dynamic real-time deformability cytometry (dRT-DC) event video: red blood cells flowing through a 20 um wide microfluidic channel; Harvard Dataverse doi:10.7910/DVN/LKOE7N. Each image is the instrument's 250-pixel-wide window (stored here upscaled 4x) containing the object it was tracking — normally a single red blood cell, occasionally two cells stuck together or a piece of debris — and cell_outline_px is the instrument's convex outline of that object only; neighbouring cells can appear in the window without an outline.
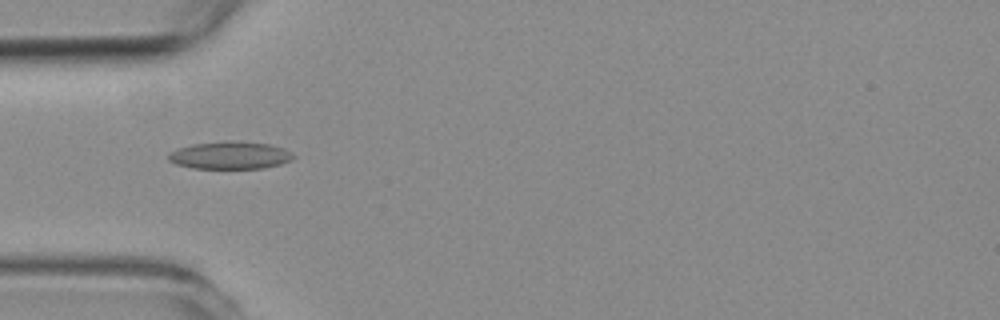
{"species": "common noctule bat (a hibernating species)", "species_latin": "Nyctalus noctula", "temperature_condition": "room temperature", "stored_images_in_passage": 58, "camera_frame_rate_fps": 3000, "um_per_image_px": 0.085, "animal": {"sex": "female", "body_mass_g": 19.3, "forearm_length_mm": 54.1}, "frame": {"image": 1, "passage_image": 18, "time_ms": 5.667, "image_size_px": [1000, 320], "cell_outline_px": [[296, 156], [292, 160], [280, 164], [264, 168], [192, 168], [176, 164], [168, 160], [168, 152], [192, 144], [232, 140], [268, 144], [284, 148]], "centroid_in_image_um": [19.56, 13.2], "position_along_channel_um": 65.4, "area_um2": 20.06}}
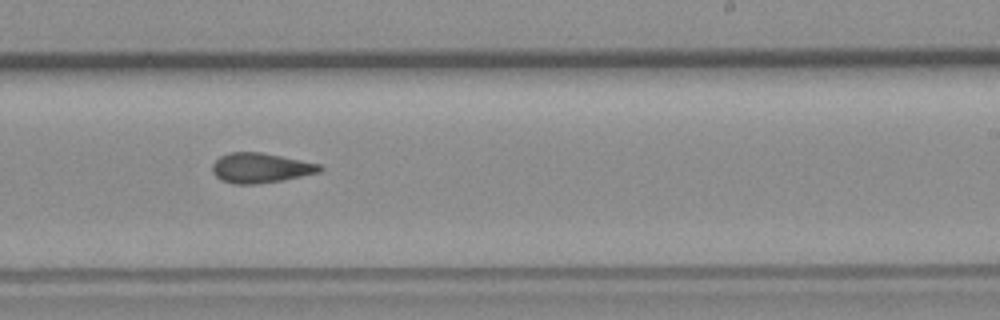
{"frame": {"image": 2, "passage_image": 35, "time_ms": 11.333, "image_size_px": [1000, 320], "cell_outline_px": [[324, 168], [320, 172], [284, 180], [256, 184], [232, 184], [220, 180], [212, 172], [212, 164], [220, 156], [228, 152], [260, 152], [320, 164]], "centroid_in_image_um": [22.12, 14.28], "position_along_channel_um": 266.9, "area_um2": 18.79}}
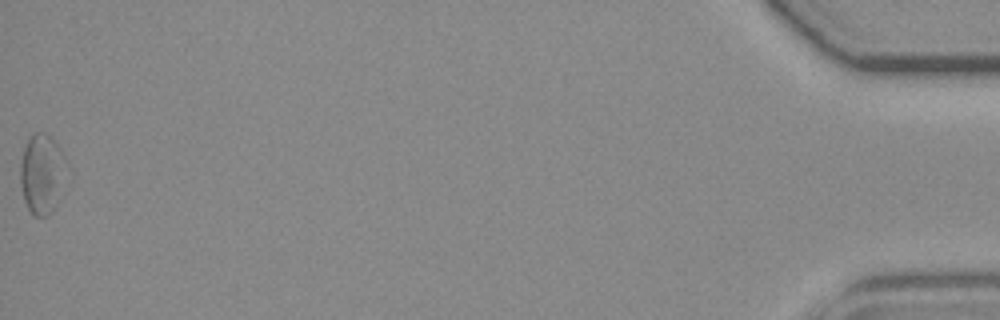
{"frame": {"image": 3, "passage_image": 58, "time_ms": 19.0, "image_size_px": [1000, 320], "cell_outline_px": [[64, 192], [52, 212], [48, 216], [32, 216], [24, 200], [20, 184], [20, 164], [24, 148], [28, 140], [36, 132], [44, 132], [52, 136], [56, 140], [64, 156]], "centroid_in_image_um": [3.58, 14.8], "position_along_channel_um": 431.6, "area_um2": 21.79}, "authors_computed_cell_mechanics": {"area_um2": 19.2763, "velocity_mm_per_s": 3.5512, "shape_relaxation_time_tau1_ms": null, "shape_relaxation_time_tau2_ms": 4.1791, "deformation_change_tau1": null, "deformation_change_tau2": 0.1216}}